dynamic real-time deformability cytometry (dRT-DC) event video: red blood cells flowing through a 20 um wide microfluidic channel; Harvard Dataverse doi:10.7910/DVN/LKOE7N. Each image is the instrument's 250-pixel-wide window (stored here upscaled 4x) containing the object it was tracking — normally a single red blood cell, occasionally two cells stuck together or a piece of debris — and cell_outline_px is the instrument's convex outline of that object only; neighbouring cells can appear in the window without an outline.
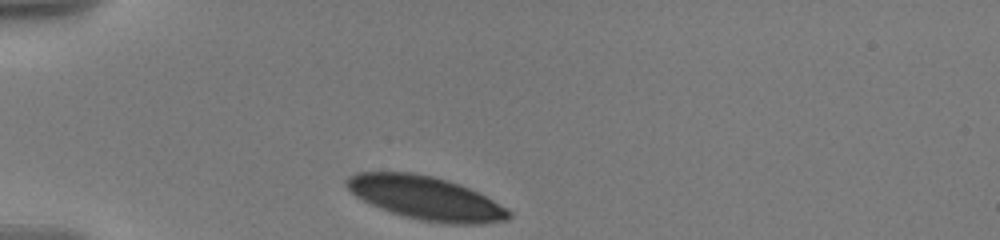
{"species": "human", "species_latin": "Homo sapiens", "temperature_condition": "warm", "stored_images_in_passage": 12, "camera_frame_rate_fps": 3000, "um_per_image_px": 0.085, "donor": {"sex": "male"}, "frame": {"image": 1, "passage_image": 1, "time_ms": 0.0, "image_size_px": [1000, 240], "cell_outline_px": [[512, 216], [508, 220], [484, 224], [444, 224], [420, 220], [404, 216], [380, 208], [356, 196], [344, 184], [344, 180], [348, 176], [356, 172], [412, 172], [432, 176], [448, 180], [460, 184], [508, 208], [512, 212]], "centroid_in_image_um": [36.21, 16.84], "position_along_channel_um": 48.8, "area_um2": 41.15}}
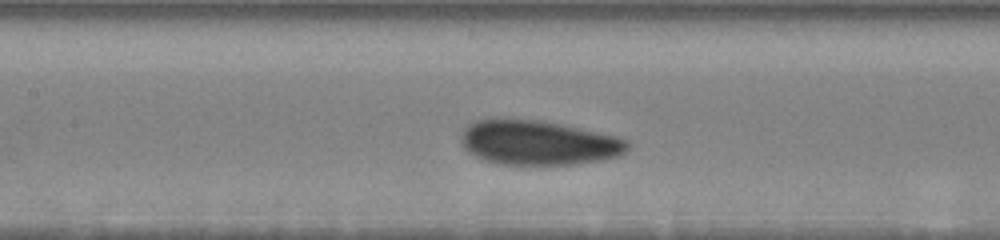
{"frame": {"image": 2, "passage_image": 9, "time_ms": 4.0, "image_size_px": [1000, 240], "cell_outline_px": [[628, 148], [620, 156], [576, 164], [496, 164], [484, 160], [468, 152], [460, 144], [460, 136], [464, 128], [468, 124], [476, 120], [504, 116], [544, 120], [616, 136], [628, 140]], "centroid_in_image_um": [45.68, 12.09], "position_along_channel_um": 161.7, "area_um2": 44.04}}
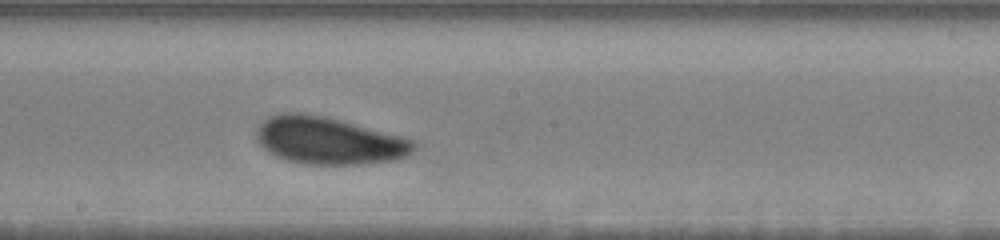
{"frame": {"image": 3, "passage_image": 12, "time_ms": 5.667, "image_size_px": [1000, 240], "cell_outline_px": [[416, 144], [412, 152], [408, 156], [396, 160], [360, 164], [304, 164], [288, 160], [276, 156], [268, 152], [256, 140], [256, 128], [268, 116], [280, 112], [300, 112], [324, 116], [400, 136], [412, 140]], "centroid_in_image_um": [27.9, 11.95], "position_along_channel_um": 220.3, "area_um2": 43.23}}